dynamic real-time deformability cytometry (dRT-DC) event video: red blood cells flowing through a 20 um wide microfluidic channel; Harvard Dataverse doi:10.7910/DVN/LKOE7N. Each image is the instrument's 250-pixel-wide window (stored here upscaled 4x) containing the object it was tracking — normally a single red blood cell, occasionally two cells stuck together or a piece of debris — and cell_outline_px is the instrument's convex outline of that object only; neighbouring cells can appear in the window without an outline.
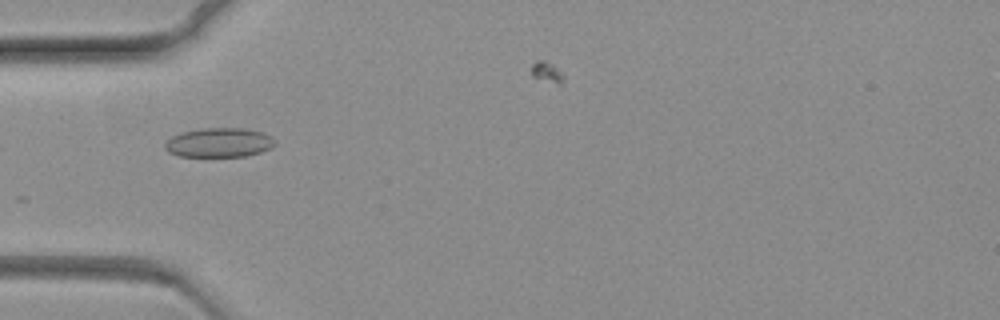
{"species": "common noctule bat (a hibernating species)", "species_latin": "Nyctalus noctula", "temperature_condition": "warm", "stored_images_in_passage": 38, "camera_frame_rate_fps": 3000, "um_per_image_px": 0.085, "animal": {"sex": "female", "body_mass_g": 19.3, "forearm_length_mm": 54.1}, "frame": {"image": 1, "passage_image": 1, "time_ms": 0.0, "image_size_px": [1000, 320], "cell_outline_px": [[276, 144], [272, 148], [260, 152], [244, 156], [180, 156], [168, 152], [164, 148], [164, 144], [172, 136], [184, 132], [200, 128], [244, 128], [260, 132], [272, 136], [276, 140]], "centroid_in_image_um": [18.64, 12.11], "position_along_channel_um": 66.4, "area_um2": 18.79}}
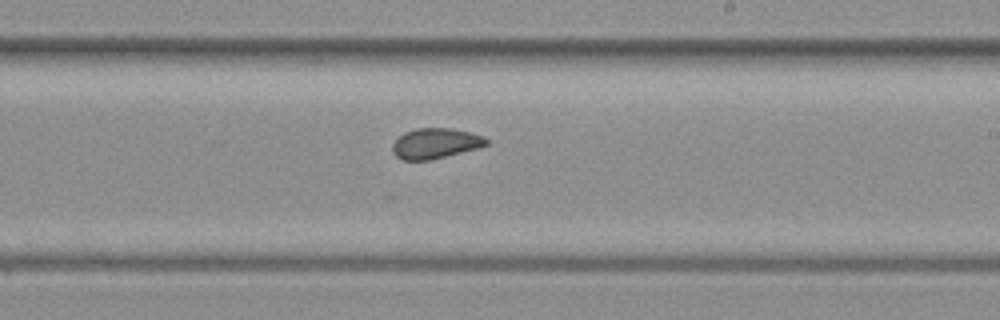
{"frame": {"image": 2, "passage_image": 21, "time_ms": 6.667, "image_size_px": [1000, 320], "cell_outline_px": [[488, 144], [476, 148], [432, 160], [400, 160], [392, 152], [392, 144], [404, 132], [416, 128], [452, 128], [484, 136], [488, 140]], "centroid_in_image_um": [36.98, 12.19], "position_along_channel_um": 252.0, "area_um2": 16.59}}
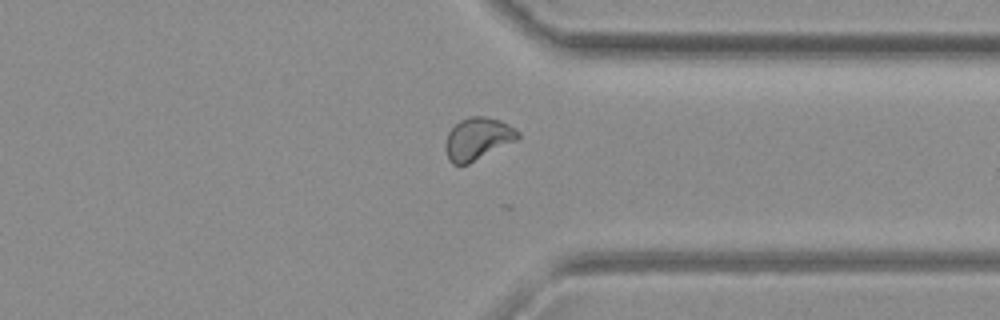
{"frame": {"image": 3, "passage_image": 34, "time_ms": 11.0, "image_size_px": [1000, 320], "cell_outline_px": [[520, 136], [516, 140], [468, 164], [452, 164], [448, 160], [444, 148], [444, 144], [448, 132], [460, 120], [468, 116], [484, 116], [500, 120], [508, 124], [520, 132]], "centroid_in_image_um": [40.57, 11.79], "position_along_channel_um": 370.8, "area_um2": 17.86}}